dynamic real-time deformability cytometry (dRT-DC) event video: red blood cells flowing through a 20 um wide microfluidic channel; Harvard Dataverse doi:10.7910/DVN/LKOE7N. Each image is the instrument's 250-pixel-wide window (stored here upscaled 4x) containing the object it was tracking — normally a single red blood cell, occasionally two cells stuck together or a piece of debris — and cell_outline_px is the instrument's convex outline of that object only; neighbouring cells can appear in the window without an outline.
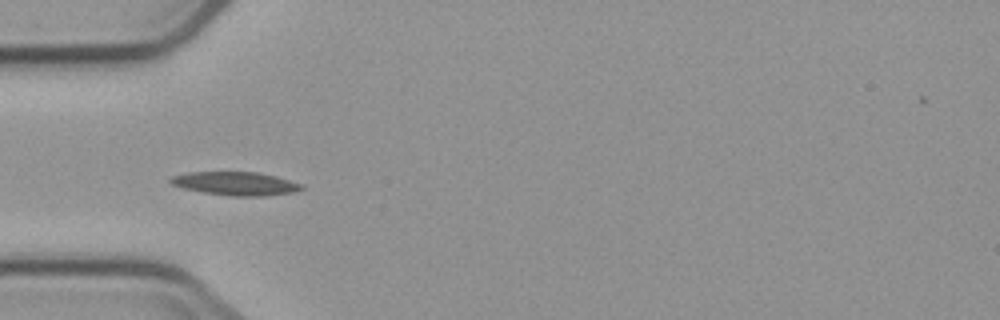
{"species": "common noctule bat (a hibernating species)", "species_latin": "Nyctalus noctula", "temperature_condition": "cold", "stored_images_in_passage": 5, "camera_frame_rate_fps": 3000, "um_per_image_px": 0.085, "animal": {"sex": "male", "body_mass_g": 23.1, "forearm_length_mm": 52.7}, "frame": {"image": 1, "passage_image": 5, "time_ms": 4.667, "image_size_px": [1000, 320], "cell_outline_px": [[304, 188], [292, 192], [264, 196], [232, 196], [204, 192], [184, 188], [172, 184], [168, 180], [172, 176], [188, 172], [256, 172], [276, 176], [300, 184]], "centroid_in_image_um": [19.99, 15.6], "position_along_channel_um": 65.0, "area_um2": 17.63}}